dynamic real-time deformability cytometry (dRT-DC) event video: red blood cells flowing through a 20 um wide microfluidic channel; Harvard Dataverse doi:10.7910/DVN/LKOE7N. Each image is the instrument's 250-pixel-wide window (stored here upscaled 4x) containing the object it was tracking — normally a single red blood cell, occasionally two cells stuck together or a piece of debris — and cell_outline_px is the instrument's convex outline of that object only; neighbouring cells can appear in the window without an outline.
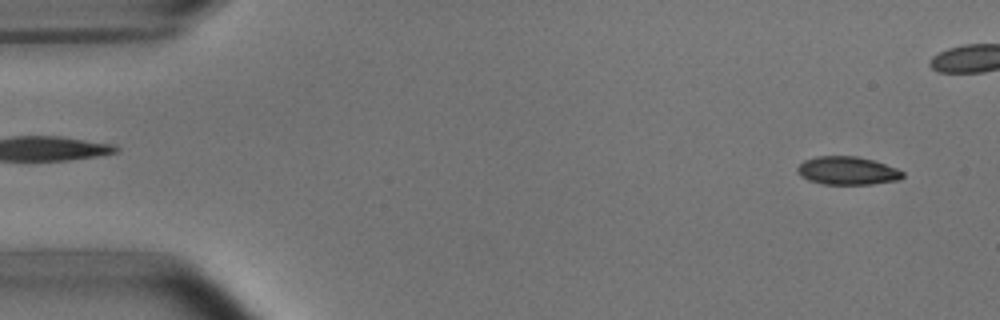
{"species": "common noctule bat (a hibernating species)", "species_latin": "Nyctalus noctula", "temperature_condition": "room temperature", "stored_images_in_passage": 43, "camera_frame_rate_fps": 3000, "um_per_image_px": 0.085, "animal": {"sex": "male", "body_mass_g": 15.6}, "frame": {"image": 1, "passage_image": 3, "time_ms": 0.667, "image_size_px": [1000, 320], "cell_outline_px": [[904, 176], [900, 180], [872, 184], [824, 184], [808, 180], [800, 176], [796, 172], [796, 168], [804, 160], [816, 156], [856, 156], [872, 160], [896, 168], [904, 172]], "centroid_in_image_um": [72.01, 14.51], "position_along_channel_um": 13.0, "area_um2": 17.34}}
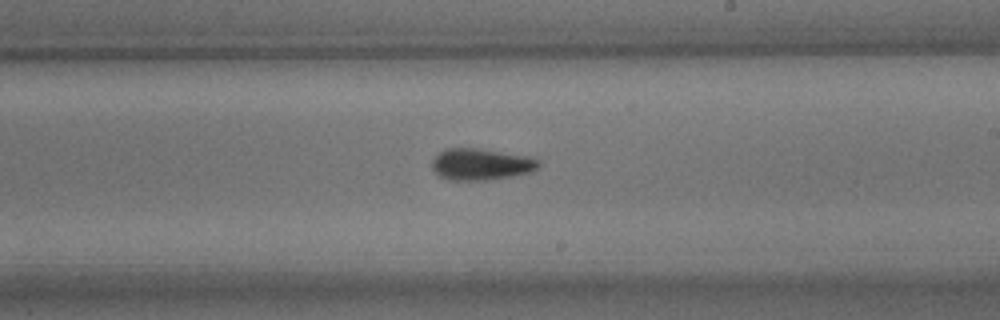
{"frame": {"image": 2, "passage_image": 30, "time_ms": 9.667, "image_size_px": [1000, 320], "cell_outline_px": [[540, 164], [532, 172], [512, 176], [488, 180], [448, 180], [440, 176], [432, 168], [432, 160], [444, 148], [476, 148], [528, 156], [540, 160]], "centroid_in_image_um": [40.88, 13.96], "position_along_channel_um": 248.1, "area_um2": 19.59}}
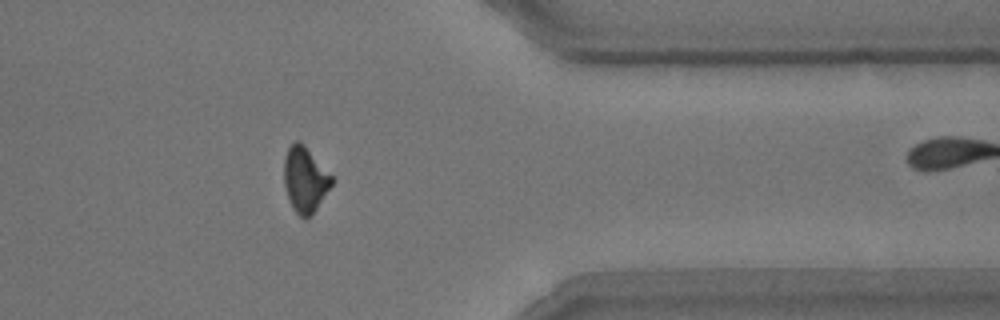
{"frame": {"image": 3, "passage_image": 42, "time_ms": 13.667, "image_size_px": [1000, 320], "cell_outline_px": [[336, 180], [312, 216], [304, 220], [292, 208], [288, 200], [284, 184], [284, 156], [288, 148], [296, 140], [300, 140], [304, 144]], "centroid_in_image_um": [25.94, 15.29], "position_along_channel_um": 385.5, "area_um2": 18.61}}